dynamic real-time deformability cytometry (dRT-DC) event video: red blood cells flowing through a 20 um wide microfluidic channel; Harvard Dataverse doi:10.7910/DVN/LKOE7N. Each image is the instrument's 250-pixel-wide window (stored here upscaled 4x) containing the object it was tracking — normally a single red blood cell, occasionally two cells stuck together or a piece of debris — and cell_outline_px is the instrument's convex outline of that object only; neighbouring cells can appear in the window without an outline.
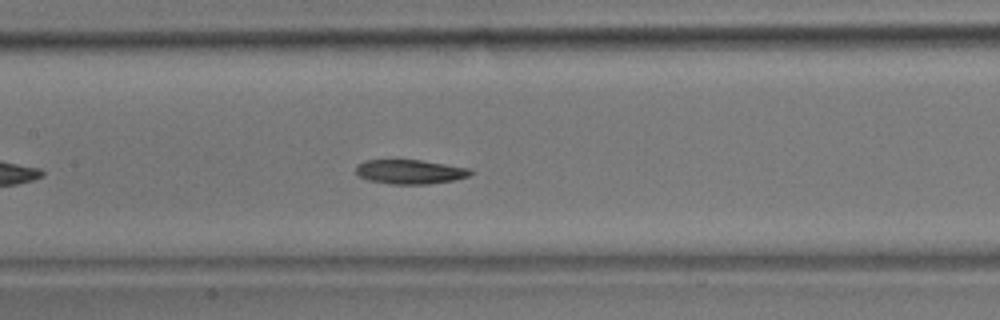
{"species": "common noctule bat (a hibernating species)", "species_latin": "Nyctalus noctula", "temperature_condition": "room temperature", "stored_images_in_passage": 38, "camera_frame_rate_fps": 3000, "um_per_image_px": 0.085, "animal": {"sex": "male", "body_mass_g": 17.9}, "frame": {"image": 1, "passage_image": 12, "time_ms": 3.667, "image_size_px": [1000, 320], "cell_outline_px": [[472, 172], [468, 176], [452, 180], [428, 184], [392, 184], [368, 180], [360, 176], [356, 172], [356, 164], [364, 160], [396, 156], [472, 168]], "centroid_in_image_um": [34.78, 14.54], "position_along_channel_um": 172.6, "area_um2": 17.05}}